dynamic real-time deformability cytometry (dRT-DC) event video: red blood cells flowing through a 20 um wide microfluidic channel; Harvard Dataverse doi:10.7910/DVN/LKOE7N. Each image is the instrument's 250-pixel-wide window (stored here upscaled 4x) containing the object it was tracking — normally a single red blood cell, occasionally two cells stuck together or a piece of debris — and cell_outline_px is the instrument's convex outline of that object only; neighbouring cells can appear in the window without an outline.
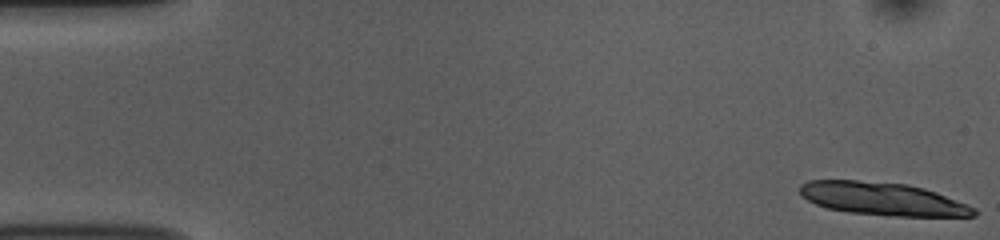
{"species": "common noctule bat (a hibernating species)", "species_latin": "Nyctalus noctula", "temperature_condition": "room temperature", "stored_images_in_passage": 14, "camera_frame_rate_fps": 3000, "um_per_image_px": 0.085, "animal": {"sex": "female", "body_mass_g": 10.0, "forearm_length_mm": 53.1}, "frame": {"image": 1, "passage_image": 1, "time_ms": 0.0, "image_size_px": [1000, 240], "cell_outline_px": [[976, 216], [896, 216], [848, 212], [828, 208], [816, 204], [800, 196], [800, 184], [808, 180], [856, 180], [908, 184], [924, 188], [936, 192], [976, 208]], "centroid_in_image_um": [75.0, 16.89], "position_along_channel_um": 10.0, "area_um2": 33.29}}